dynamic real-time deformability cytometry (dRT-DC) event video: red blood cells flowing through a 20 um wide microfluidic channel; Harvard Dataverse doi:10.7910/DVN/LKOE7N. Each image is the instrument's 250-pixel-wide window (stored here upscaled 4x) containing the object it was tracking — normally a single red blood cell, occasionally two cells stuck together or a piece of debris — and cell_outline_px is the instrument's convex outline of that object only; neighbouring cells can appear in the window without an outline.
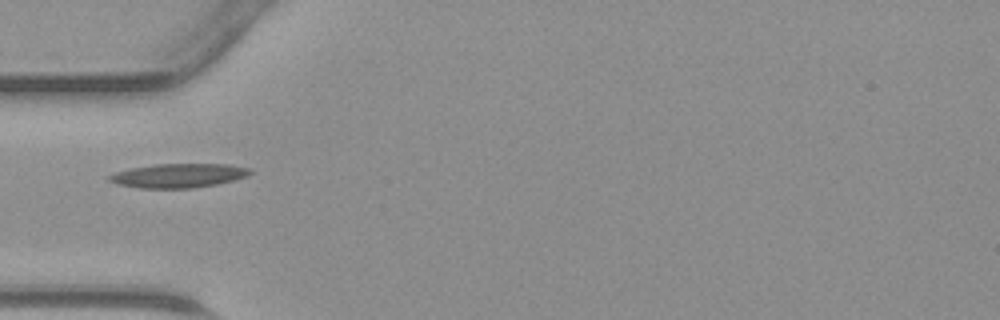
{"species": "common noctule bat (a hibernating species)", "species_latin": "Nyctalus noctula", "temperature_condition": "warm", "stored_images_in_passage": 31, "camera_frame_rate_fps": 3000, "um_per_image_px": 0.085, "animal": {"sex": "male", "body_mass_g": 23.1, "forearm_length_mm": 52.7}, "frame": {"image": 1, "passage_image": 1, "time_ms": 0.0, "image_size_px": [1000, 320], "cell_outline_px": [[252, 172], [248, 176], [216, 184], [192, 188], [140, 188], [116, 184], [108, 180], [108, 176], [116, 172], [132, 168], [156, 164], [228, 164], [248, 168]], "centroid_in_image_um": [15.16, 14.92], "position_along_channel_um": 69.8, "area_um2": 19.59}}
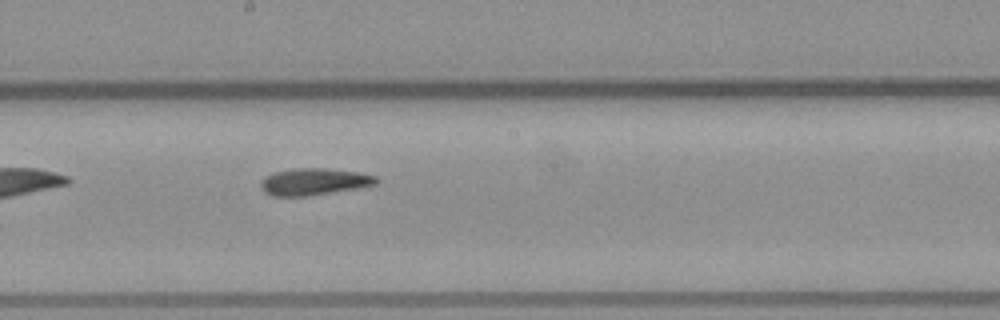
{"frame": {"image": 2, "passage_image": 11, "time_ms": 3.333, "image_size_px": [1000, 320], "cell_outline_px": [[380, 180], [376, 184], [356, 188], [308, 196], [272, 196], [264, 192], [260, 188], [260, 184], [264, 176], [276, 172], [296, 168], [324, 168], [360, 172], [376, 176]], "centroid_in_image_um": [26.68, 15.44], "position_along_channel_um": 221.5, "area_um2": 18.09}}
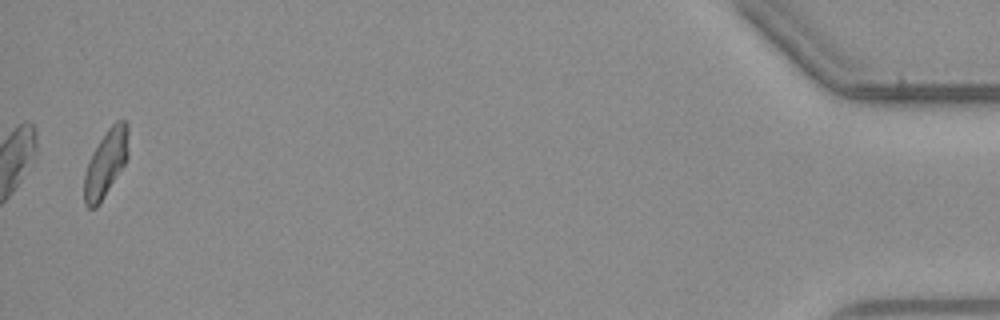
{"frame": {"image": 3, "passage_image": 31, "time_ms": 10.0, "image_size_px": [1000, 320], "cell_outline_px": [[128, 156], [124, 164], [100, 204], [96, 208], [88, 208], [84, 204], [84, 176], [92, 152], [108, 128], [116, 120], [124, 120], [128, 124]], "centroid_in_image_um": [8.99, 13.88], "position_along_channel_um": 426.2, "area_um2": 17.17}}